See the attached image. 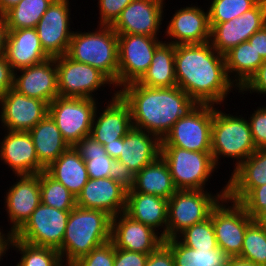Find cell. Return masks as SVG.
<instances>
[{
  "label": "cell",
  "mask_w": 266,
  "mask_h": 266,
  "mask_svg": "<svg viewBox=\"0 0 266 266\" xmlns=\"http://www.w3.org/2000/svg\"><path fill=\"white\" fill-rule=\"evenodd\" d=\"M175 75L177 86L199 104L220 105L236 87L225 56L210 42L175 45Z\"/></svg>",
  "instance_id": "cell-1"
},
{
  "label": "cell",
  "mask_w": 266,
  "mask_h": 266,
  "mask_svg": "<svg viewBox=\"0 0 266 266\" xmlns=\"http://www.w3.org/2000/svg\"><path fill=\"white\" fill-rule=\"evenodd\" d=\"M123 87L118 94L130 107L133 127L154 134L160 140L180 118L199 105L178 86L145 87L133 82Z\"/></svg>",
  "instance_id": "cell-2"
},
{
  "label": "cell",
  "mask_w": 266,
  "mask_h": 266,
  "mask_svg": "<svg viewBox=\"0 0 266 266\" xmlns=\"http://www.w3.org/2000/svg\"><path fill=\"white\" fill-rule=\"evenodd\" d=\"M111 220L101 210L78 206L72 209L62 245L57 249L62 262L72 266L92 249L111 241Z\"/></svg>",
  "instance_id": "cell-3"
},
{
  "label": "cell",
  "mask_w": 266,
  "mask_h": 266,
  "mask_svg": "<svg viewBox=\"0 0 266 266\" xmlns=\"http://www.w3.org/2000/svg\"><path fill=\"white\" fill-rule=\"evenodd\" d=\"M95 32H73L67 55L91 65L118 86V34L111 25H99Z\"/></svg>",
  "instance_id": "cell-4"
},
{
  "label": "cell",
  "mask_w": 266,
  "mask_h": 266,
  "mask_svg": "<svg viewBox=\"0 0 266 266\" xmlns=\"http://www.w3.org/2000/svg\"><path fill=\"white\" fill-rule=\"evenodd\" d=\"M240 116L223 113L220 109L214 108L211 154L216 167L220 163V157H230L236 159L235 170L257 150L249 122Z\"/></svg>",
  "instance_id": "cell-5"
},
{
  "label": "cell",
  "mask_w": 266,
  "mask_h": 266,
  "mask_svg": "<svg viewBox=\"0 0 266 266\" xmlns=\"http://www.w3.org/2000/svg\"><path fill=\"white\" fill-rule=\"evenodd\" d=\"M223 188L215 195L207 190H177L168 200L167 239L209 218L212 209L226 197L227 186Z\"/></svg>",
  "instance_id": "cell-6"
},
{
  "label": "cell",
  "mask_w": 266,
  "mask_h": 266,
  "mask_svg": "<svg viewBox=\"0 0 266 266\" xmlns=\"http://www.w3.org/2000/svg\"><path fill=\"white\" fill-rule=\"evenodd\" d=\"M160 156L168 165L178 190H205V184L217 167L211 152H197L176 146H161Z\"/></svg>",
  "instance_id": "cell-7"
},
{
  "label": "cell",
  "mask_w": 266,
  "mask_h": 266,
  "mask_svg": "<svg viewBox=\"0 0 266 266\" xmlns=\"http://www.w3.org/2000/svg\"><path fill=\"white\" fill-rule=\"evenodd\" d=\"M214 107L199 104L186 117L180 118L161 140V146H176L189 151L211 152Z\"/></svg>",
  "instance_id": "cell-8"
},
{
  "label": "cell",
  "mask_w": 266,
  "mask_h": 266,
  "mask_svg": "<svg viewBox=\"0 0 266 266\" xmlns=\"http://www.w3.org/2000/svg\"><path fill=\"white\" fill-rule=\"evenodd\" d=\"M96 99L57 96L49 104V115L56 122L63 139L73 146L91 133Z\"/></svg>",
  "instance_id": "cell-9"
},
{
  "label": "cell",
  "mask_w": 266,
  "mask_h": 266,
  "mask_svg": "<svg viewBox=\"0 0 266 266\" xmlns=\"http://www.w3.org/2000/svg\"><path fill=\"white\" fill-rule=\"evenodd\" d=\"M159 37L118 34V87L138 82L147 72L156 48L163 42Z\"/></svg>",
  "instance_id": "cell-10"
},
{
  "label": "cell",
  "mask_w": 266,
  "mask_h": 266,
  "mask_svg": "<svg viewBox=\"0 0 266 266\" xmlns=\"http://www.w3.org/2000/svg\"><path fill=\"white\" fill-rule=\"evenodd\" d=\"M225 203L233 204L228 206ZM209 217L212 219L218 247L228 257L239 256L242 252L246 229L254 219L238 202L231 201L227 197L219 201Z\"/></svg>",
  "instance_id": "cell-11"
},
{
  "label": "cell",
  "mask_w": 266,
  "mask_h": 266,
  "mask_svg": "<svg viewBox=\"0 0 266 266\" xmlns=\"http://www.w3.org/2000/svg\"><path fill=\"white\" fill-rule=\"evenodd\" d=\"M70 211L40 203L13 236L31 245L58 249L63 242Z\"/></svg>",
  "instance_id": "cell-12"
},
{
  "label": "cell",
  "mask_w": 266,
  "mask_h": 266,
  "mask_svg": "<svg viewBox=\"0 0 266 266\" xmlns=\"http://www.w3.org/2000/svg\"><path fill=\"white\" fill-rule=\"evenodd\" d=\"M58 92L61 97L91 98L101 86L114 83L100 70L91 65L77 62L67 54L55 58ZM105 84V85H104Z\"/></svg>",
  "instance_id": "cell-13"
},
{
  "label": "cell",
  "mask_w": 266,
  "mask_h": 266,
  "mask_svg": "<svg viewBox=\"0 0 266 266\" xmlns=\"http://www.w3.org/2000/svg\"><path fill=\"white\" fill-rule=\"evenodd\" d=\"M210 44L222 55L248 39L266 25V0H260L252 9L238 18L223 23H209Z\"/></svg>",
  "instance_id": "cell-14"
},
{
  "label": "cell",
  "mask_w": 266,
  "mask_h": 266,
  "mask_svg": "<svg viewBox=\"0 0 266 266\" xmlns=\"http://www.w3.org/2000/svg\"><path fill=\"white\" fill-rule=\"evenodd\" d=\"M69 0H54L36 26L44 52L50 58L67 54L74 31L70 29Z\"/></svg>",
  "instance_id": "cell-15"
},
{
  "label": "cell",
  "mask_w": 266,
  "mask_h": 266,
  "mask_svg": "<svg viewBox=\"0 0 266 266\" xmlns=\"http://www.w3.org/2000/svg\"><path fill=\"white\" fill-rule=\"evenodd\" d=\"M0 121L5 130L30 131L49 114V104L9 89L0 100Z\"/></svg>",
  "instance_id": "cell-16"
},
{
  "label": "cell",
  "mask_w": 266,
  "mask_h": 266,
  "mask_svg": "<svg viewBox=\"0 0 266 266\" xmlns=\"http://www.w3.org/2000/svg\"><path fill=\"white\" fill-rule=\"evenodd\" d=\"M15 176L19 179L6 191L4 199L8 220L12 223L8 235H14L41 203L40 173Z\"/></svg>",
  "instance_id": "cell-17"
},
{
  "label": "cell",
  "mask_w": 266,
  "mask_h": 266,
  "mask_svg": "<svg viewBox=\"0 0 266 266\" xmlns=\"http://www.w3.org/2000/svg\"><path fill=\"white\" fill-rule=\"evenodd\" d=\"M164 0H133L111 25L117 34L157 37L163 21Z\"/></svg>",
  "instance_id": "cell-18"
},
{
  "label": "cell",
  "mask_w": 266,
  "mask_h": 266,
  "mask_svg": "<svg viewBox=\"0 0 266 266\" xmlns=\"http://www.w3.org/2000/svg\"><path fill=\"white\" fill-rule=\"evenodd\" d=\"M158 233L125 212L111 220V242L118 249L150 254L164 243V238Z\"/></svg>",
  "instance_id": "cell-19"
},
{
  "label": "cell",
  "mask_w": 266,
  "mask_h": 266,
  "mask_svg": "<svg viewBox=\"0 0 266 266\" xmlns=\"http://www.w3.org/2000/svg\"><path fill=\"white\" fill-rule=\"evenodd\" d=\"M17 71L20 74H17ZM14 72L13 89L18 93L50 104L57 96L58 81L55 58Z\"/></svg>",
  "instance_id": "cell-20"
},
{
  "label": "cell",
  "mask_w": 266,
  "mask_h": 266,
  "mask_svg": "<svg viewBox=\"0 0 266 266\" xmlns=\"http://www.w3.org/2000/svg\"><path fill=\"white\" fill-rule=\"evenodd\" d=\"M209 12L192 6L181 7L166 27L165 36L170 37L173 45L202 44L210 41ZM173 40V41H172Z\"/></svg>",
  "instance_id": "cell-21"
},
{
  "label": "cell",
  "mask_w": 266,
  "mask_h": 266,
  "mask_svg": "<svg viewBox=\"0 0 266 266\" xmlns=\"http://www.w3.org/2000/svg\"><path fill=\"white\" fill-rule=\"evenodd\" d=\"M127 191L112 178H89L76 198V206L101 210L114 217L126 209Z\"/></svg>",
  "instance_id": "cell-22"
},
{
  "label": "cell",
  "mask_w": 266,
  "mask_h": 266,
  "mask_svg": "<svg viewBox=\"0 0 266 266\" xmlns=\"http://www.w3.org/2000/svg\"><path fill=\"white\" fill-rule=\"evenodd\" d=\"M108 102L99 116L97 115L99 110L96 109L90 133V136L103 146L116 142V139L124 138L133 128L130 107L118 91H115L112 100Z\"/></svg>",
  "instance_id": "cell-23"
},
{
  "label": "cell",
  "mask_w": 266,
  "mask_h": 266,
  "mask_svg": "<svg viewBox=\"0 0 266 266\" xmlns=\"http://www.w3.org/2000/svg\"><path fill=\"white\" fill-rule=\"evenodd\" d=\"M0 159L15 175L37 174L45 170L38 161L29 132L7 130L0 142Z\"/></svg>",
  "instance_id": "cell-24"
},
{
  "label": "cell",
  "mask_w": 266,
  "mask_h": 266,
  "mask_svg": "<svg viewBox=\"0 0 266 266\" xmlns=\"http://www.w3.org/2000/svg\"><path fill=\"white\" fill-rule=\"evenodd\" d=\"M161 151V140L154 134L133 127L124 138H120L118 161L125 163L135 175L154 162Z\"/></svg>",
  "instance_id": "cell-25"
},
{
  "label": "cell",
  "mask_w": 266,
  "mask_h": 266,
  "mask_svg": "<svg viewBox=\"0 0 266 266\" xmlns=\"http://www.w3.org/2000/svg\"><path fill=\"white\" fill-rule=\"evenodd\" d=\"M4 56L14 71L50 58L42 48L36 28L8 30Z\"/></svg>",
  "instance_id": "cell-26"
},
{
  "label": "cell",
  "mask_w": 266,
  "mask_h": 266,
  "mask_svg": "<svg viewBox=\"0 0 266 266\" xmlns=\"http://www.w3.org/2000/svg\"><path fill=\"white\" fill-rule=\"evenodd\" d=\"M264 184H266V149H257L233 170L226 185V197L239 203L253 188Z\"/></svg>",
  "instance_id": "cell-27"
},
{
  "label": "cell",
  "mask_w": 266,
  "mask_h": 266,
  "mask_svg": "<svg viewBox=\"0 0 266 266\" xmlns=\"http://www.w3.org/2000/svg\"><path fill=\"white\" fill-rule=\"evenodd\" d=\"M167 210L168 200L165 198L133 190L127 192L125 213L156 232V228H163L161 236L164 240L167 239Z\"/></svg>",
  "instance_id": "cell-28"
},
{
  "label": "cell",
  "mask_w": 266,
  "mask_h": 266,
  "mask_svg": "<svg viewBox=\"0 0 266 266\" xmlns=\"http://www.w3.org/2000/svg\"><path fill=\"white\" fill-rule=\"evenodd\" d=\"M28 132L34 143L38 161L45 169L70 147L49 114Z\"/></svg>",
  "instance_id": "cell-29"
},
{
  "label": "cell",
  "mask_w": 266,
  "mask_h": 266,
  "mask_svg": "<svg viewBox=\"0 0 266 266\" xmlns=\"http://www.w3.org/2000/svg\"><path fill=\"white\" fill-rule=\"evenodd\" d=\"M45 171L62 183L76 198L89 179L85 161L72 146L52 162Z\"/></svg>",
  "instance_id": "cell-30"
},
{
  "label": "cell",
  "mask_w": 266,
  "mask_h": 266,
  "mask_svg": "<svg viewBox=\"0 0 266 266\" xmlns=\"http://www.w3.org/2000/svg\"><path fill=\"white\" fill-rule=\"evenodd\" d=\"M132 190L169 200L178 189L174 185L168 165L159 156L154 162L146 165L135 174Z\"/></svg>",
  "instance_id": "cell-31"
},
{
  "label": "cell",
  "mask_w": 266,
  "mask_h": 266,
  "mask_svg": "<svg viewBox=\"0 0 266 266\" xmlns=\"http://www.w3.org/2000/svg\"><path fill=\"white\" fill-rule=\"evenodd\" d=\"M138 83L145 87L177 86L175 45L164 41L156 48L152 63Z\"/></svg>",
  "instance_id": "cell-32"
},
{
  "label": "cell",
  "mask_w": 266,
  "mask_h": 266,
  "mask_svg": "<svg viewBox=\"0 0 266 266\" xmlns=\"http://www.w3.org/2000/svg\"><path fill=\"white\" fill-rule=\"evenodd\" d=\"M224 56L229 78L231 74H235L236 78H233V83L237 90H240L250 80L265 61L260 54H257L249 41L240 43Z\"/></svg>",
  "instance_id": "cell-33"
},
{
  "label": "cell",
  "mask_w": 266,
  "mask_h": 266,
  "mask_svg": "<svg viewBox=\"0 0 266 266\" xmlns=\"http://www.w3.org/2000/svg\"><path fill=\"white\" fill-rule=\"evenodd\" d=\"M164 244L171 250L175 266H226L229 258L220 248L193 249L177 238L165 239Z\"/></svg>",
  "instance_id": "cell-34"
},
{
  "label": "cell",
  "mask_w": 266,
  "mask_h": 266,
  "mask_svg": "<svg viewBox=\"0 0 266 266\" xmlns=\"http://www.w3.org/2000/svg\"><path fill=\"white\" fill-rule=\"evenodd\" d=\"M74 150L85 161L88 177L91 179L108 178L112 161L105 147L93 137L85 136L73 146Z\"/></svg>",
  "instance_id": "cell-35"
},
{
  "label": "cell",
  "mask_w": 266,
  "mask_h": 266,
  "mask_svg": "<svg viewBox=\"0 0 266 266\" xmlns=\"http://www.w3.org/2000/svg\"><path fill=\"white\" fill-rule=\"evenodd\" d=\"M54 0H21L3 15L8 30L36 28L41 17Z\"/></svg>",
  "instance_id": "cell-36"
},
{
  "label": "cell",
  "mask_w": 266,
  "mask_h": 266,
  "mask_svg": "<svg viewBox=\"0 0 266 266\" xmlns=\"http://www.w3.org/2000/svg\"><path fill=\"white\" fill-rule=\"evenodd\" d=\"M10 247L22 255L16 266H58L62 262L57 249L31 245L13 235H10Z\"/></svg>",
  "instance_id": "cell-37"
},
{
  "label": "cell",
  "mask_w": 266,
  "mask_h": 266,
  "mask_svg": "<svg viewBox=\"0 0 266 266\" xmlns=\"http://www.w3.org/2000/svg\"><path fill=\"white\" fill-rule=\"evenodd\" d=\"M41 203L58 210H72L76 207V197L45 170L40 172Z\"/></svg>",
  "instance_id": "cell-38"
},
{
  "label": "cell",
  "mask_w": 266,
  "mask_h": 266,
  "mask_svg": "<svg viewBox=\"0 0 266 266\" xmlns=\"http://www.w3.org/2000/svg\"><path fill=\"white\" fill-rule=\"evenodd\" d=\"M238 257L266 266V230L255 220L246 229L242 252Z\"/></svg>",
  "instance_id": "cell-39"
},
{
  "label": "cell",
  "mask_w": 266,
  "mask_h": 266,
  "mask_svg": "<svg viewBox=\"0 0 266 266\" xmlns=\"http://www.w3.org/2000/svg\"><path fill=\"white\" fill-rule=\"evenodd\" d=\"M179 241L193 249H219L215 237L212 219L209 217L205 221L194 224L186 228L177 237Z\"/></svg>",
  "instance_id": "cell-40"
},
{
  "label": "cell",
  "mask_w": 266,
  "mask_h": 266,
  "mask_svg": "<svg viewBox=\"0 0 266 266\" xmlns=\"http://www.w3.org/2000/svg\"><path fill=\"white\" fill-rule=\"evenodd\" d=\"M260 0H212L209 12V23H223L238 18L252 9Z\"/></svg>",
  "instance_id": "cell-41"
},
{
  "label": "cell",
  "mask_w": 266,
  "mask_h": 266,
  "mask_svg": "<svg viewBox=\"0 0 266 266\" xmlns=\"http://www.w3.org/2000/svg\"><path fill=\"white\" fill-rule=\"evenodd\" d=\"M115 246L109 241L95 249L87 255L81 257L72 266H114Z\"/></svg>",
  "instance_id": "cell-42"
},
{
  "label": "cell",
  "mask_w": 266,
  "mask_h": 266,
  "mask_svg": "<svg viewBox=\"0 0 266 266\" xmlns=\"http://www.w3.org/2000/svg\"><path fill=\"white\" fill-rule=\"evenodd\" d=\"M248 118L253 142L257 149H266V107L254 110Z\"/></svg>",
  "instance_id": "cell-43"
},
{
  "label": "cell",
  "mask_w": 266,
  "mask_h": 266,
  "mask_svg": "<svg viewBox=\"0 0 266 266\" xmlns=\"http://www.w3.org/2000/svg\"><path fill=\"white\" fill-rule=\"evenodd\" d=\"M239 204L254 219L266 207V184L253 188Z\"/></svg>",
  "instance_id": "cell-44"
},
{
  "label": "cell",
  "mask_w": 266,
  "mask_h": 266,
  "mask_svg": "<svg viewBox=\"0 0 266 266\" xmlns=\"http://www.w3.org/2000/svg\"><path fill=\"white\" fill-rule=\"evenodd\" d=\"M133 0H98L100 23L98 25H112L120 16L123 9Z\"/></svg>",
  "instance_id": "cell-45"
},
{
  "label": "cell",
  "mask_w": 266,
  "mask_h": 266,
  "mask_svg": "<svg viewBox=\"0 0 266 266\" xmlns=\"http://www.w3.org/2000/svg\"><path fill=\"white\" fill-rule=\"evenodd\" d=\"M134 176L135 175L125 163L115 159L112 161L109 178L116 181L127 192L133 188Z\"/></svg>",
  "instance_id": "cell-46"
},
{
  "label": "cell",
  "mask_w": 266,
  "mask_h": 266,
  "mask_svg": "<svg viewBox=\"0 0 266 266\" xmlns=\"http://www.w3.org/2000/svg\"><path fill=\"white\" fill-rule=\"evenodd\" d=\"M148 255L115 248L114 266H145Z\"/></svg>",
  "instance_id": "cell-47"
},
{
  "label": "cell",
  "mask_w": 266,
  "mask_h": 266,
  "mask_svg": "<svg viewBox=\"0 0 266 266\" xmlns=\"http://www.w3.org/2000/svg\"><path fill=\"white\" fill-rule=\"evenodd\" d=\"M244 91L260 93V95L266 94V60L260 65L250 80L239 90V92Z\"/></svg>",
  "instance_id": "cell-48"
},
{
  "label": "cell",
  "mask_w": 266,
  "mask_h": 266,
  "mask_svg": "<svg viewBox=\"0 0 266 266\" xmlns=\"http://www.w3.org/2000/svg\"><path fill=\"white\" fill-rule=\"evenodd\" d=\"M145 266H175L171 250L163 243L148 255Z\"/></svg>",
  "instance_id": "cell-49"
},
{
  "label": "cell",
  "mask_w": 266,
  "mask_h": 266,
  "mask_svg": "<svg viewBox=\"0 0 266 266\" xmlns=\"http://www.w3.org/2000/svg\"><path fill=\"white\" fill-rule=\"evenodd\" d=\"M14 70L10 66L6 57H0V100L5 93L13 88L14 85Z\"/></svg>",
  "instance_id": "cell-50"
},
{
  "label": "cell",
  "mask_w": 266,
  "mask_h": 266,
  "mask_svg": "<svg viewBox=\"0 0 266 266\" xmlns=\"http://www.w3.org/2000/svg\"><path fill=\"white\" fill-rule=\"evenodd\" d=\"M248 41L254 47L257 54H260L266 60V25L255 32Z\"/></svg>",
  "instance_id": "cell-51"
},
{
  "label": "cell",
  "mask_w": 266,
  "mask_h": 266,
  "mask_svg": "<svg viewBox=\"0 0 266 266\" xmlns=\"http://www.w3.org/2000/svg\"><path fill=\"white\" fill-rule=\"evenodd\" d=\"M8 34V27L3 14H0V57L4 55L6 40Z\"/></svg>",
  "instance_id": "cell-52"
},
{
  "label": "cell",
  "mask_w": 266,
  "mask_h": 266,
  "mask_svg": "<svg viewBox=\"0 0 266 266\" xmlns=\"http://www.w3.org/2000/svg\"><path fill=\"white\" fill-rule=\"evenodd\" d=\"M107 155L117 160L120 156V139H116V142L107 143L105 146Z\"/></svg>",
  "instance_id": "cell-53"
},
{
  "label": "cell",
  "mask_w": 266,
  "mask_h": 266,
  "mask_svg": "<svg viewBox=\"0 0 266 266\" xmlns=\"http://www.w3.org/2000/svg\"><path fill=\"white\" fill-rule=\"evenodd\" d=\"M1 230L2 229H0V261L6 254V251L8 252V249H10V235L3 234Z\"/></svg>",
  "instance_id": "cell-54"
},
{
  "label": "cell",
  "mask_w": 266,
  "mask_h": 266,
  "mask_svg": "<svg viewBox=\"0 0 266 266\" xmlns=\"http://www.w3.org/2000/svg\"><path fill=\"white\" fill-rule=\"evenodd\" d=\"M226 266H260L252 261L242 259L240 257H229Z\"/></svg>",
  "instance_id": "cell-55"
},
{
  "label": "cell",
  "mask_w": 266,
  "mask_h": 266,
  "mask_svg": "<svg viewBox=\"0 0 266 266\" xmlns=\"http://www.w3.org/2000/svg\"><path fill=\"white\" fill-rule=\"evenodd\" d=\"M21 0H0V14H4L11 7L18 4Z\"/></svg>",
  "instance_id": "cell-56"
},
{
  "label": "cell",
  "mask_w": 266,
  "mask_h": 266,
  "mask_svg": "<svg viewBox=\"0 0 266 266\" xmlns=\"http://www.w3.org/2000/svg\"><path fill=\"white\" fill-rule=\"evenodd\" d=\"M254 220L266 230V207L254 218Z\"/></svg>",
  "instance_id": "cell-57"
},
{
  "label": "cell",
  "mask_w": 266,
  "mask_h": 266,
  "mask_svg": "<svg viewBox=\"0 0 266 266\" xmlns=\"http://www.w3.org/2000/svg\"><path fill=\"white\" fill-rule=\"evenodd\" d=\"M58 266H71V265L61 262Z\"/></svg>",
  "instance_id": "cell-58"
}]
</instances>
